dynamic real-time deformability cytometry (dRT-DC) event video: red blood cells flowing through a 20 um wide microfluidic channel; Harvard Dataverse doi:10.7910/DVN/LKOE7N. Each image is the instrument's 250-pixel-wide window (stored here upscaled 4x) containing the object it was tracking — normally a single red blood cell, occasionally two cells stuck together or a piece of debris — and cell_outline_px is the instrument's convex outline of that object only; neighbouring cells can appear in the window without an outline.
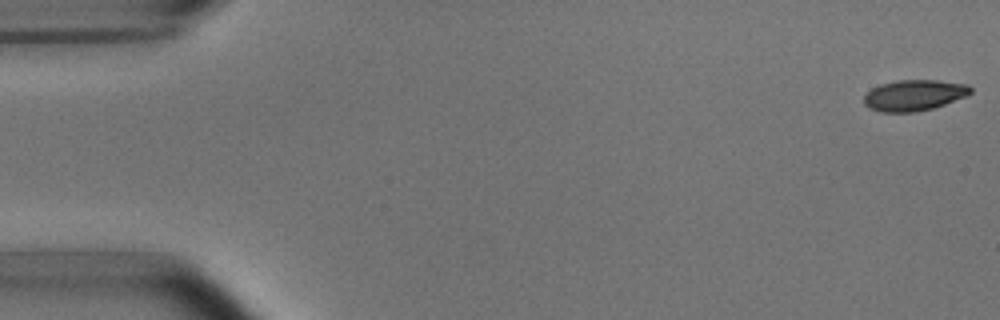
{"species": "common noctule bat (a hibernating species)", "species_latin": "Nyctalus noctula", "temperature_condition": "room temperature", "stored_images_in_passage": 6, "camera_frame_rate_fps": 3000, "um_per_image_px": 0.085, "animal": {"sex": "male", "body_mass_g": 15.6}, "frame": {"image": 1, "passage_image": 1, "time_ms": 0.0, "image_size_px": [1000, 320], "cell_outline_px": [[972, 92], [964, 96], [944, 104], [932, 108], [916, 112], [880, 112], [868, 108], [864, 104], [864, 96], [872, 88], [880, 84], [896, 80], [936, 80], [968, 84], [972, 88]], "centroid_in_image_um": [77.67, 8.09], "position_along_channel_um": 7.3, "area_um2": 19.19}}